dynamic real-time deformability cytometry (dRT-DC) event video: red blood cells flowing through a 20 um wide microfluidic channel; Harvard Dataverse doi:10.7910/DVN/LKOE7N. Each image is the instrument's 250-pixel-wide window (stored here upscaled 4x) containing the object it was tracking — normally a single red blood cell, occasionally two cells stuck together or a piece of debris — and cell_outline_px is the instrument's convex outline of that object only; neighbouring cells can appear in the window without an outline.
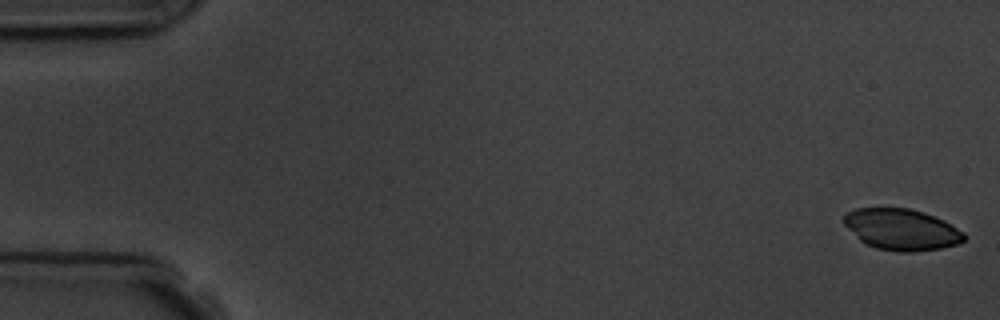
{"species": "common noctule bat (a hibernating species)", "species_latin": "Nyctalus noctula", "temperature_condition": "room temperature", "stored_images_in_passage": 6, "camera_frame_rate_fps": 3000, "um_per_image_px": 0.085, "animal": {"sex": "male", "body_mass_g": 19.5, "forearm_length_mm": 54.6}, "frame": {"image": 1, "passage_image": 1, "time_ms": 0.0, "image_size_px": [1000, 320], "cell_outline_px": [[968, 236], [964, 240], [956, 244], [940, 248], [912, 252], [900, 252], [876, 248], [864, 244], [844, 224], [844, 216], [848, 212], [856, 208], [908, 208], [924, 212], [944, 220], [964, 232]], "centroid_in_image_um": [76.65, 19.51], "position_along_channel_um": 8.3, "area_um2": 28.84}}